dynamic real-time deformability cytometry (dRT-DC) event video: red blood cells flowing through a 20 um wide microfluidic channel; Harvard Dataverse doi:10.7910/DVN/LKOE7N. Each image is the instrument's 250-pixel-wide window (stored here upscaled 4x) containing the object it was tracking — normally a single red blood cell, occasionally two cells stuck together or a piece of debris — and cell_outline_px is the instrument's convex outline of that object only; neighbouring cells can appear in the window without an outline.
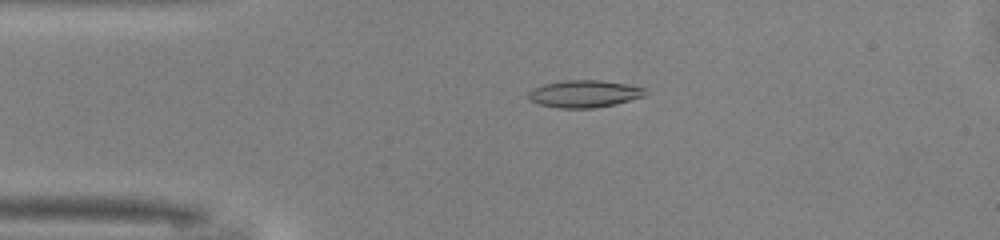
{"species": "common noctule bat (a hibernating species)", "species_latin": "Nyctalus noctula", "temperature_condition": "warm", "stored_images_in_passage": 42, "camera_frame_rate_fps": 3000, "um_per_image_px": 0.085, "animal": {"sex": "male", "body_mass_g": 13.0, "forearm_length_mm": 53.1}, "frame": {"image": 1, "passage_image": 4, "time_ms": 1.0, "image_size_px": [1000, 240], "cell_outline_px": [[644, 96], [616, 104], [592, 108], [560, 108], [540, 104], [532, 100], [528, 96], [528, 92], [532, 88], [544, 84], [564, 80], [600, 80], [624, 84], [644, 88]], "centroid_in_image_um": [49.63, 7.97], "position_along_channel_um": 35.4, "area_um2": 18.26}}
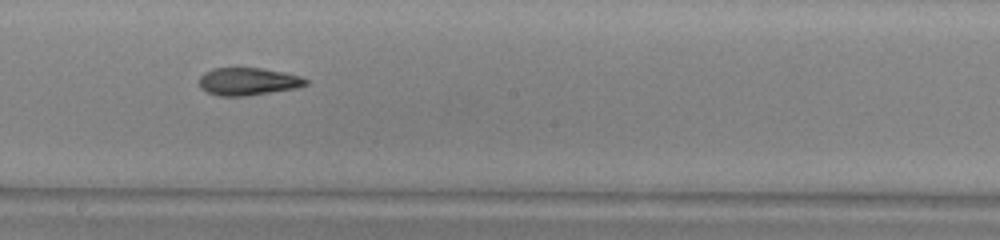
{"frame": {"image": 2, "passage_image": 20, "time_ms": 6.333, "image_size_px": [1000, 240], "cell_outline_px": [[308, 84], [296, 88], [248, 96], [220, 96], [208, 92], [200, 88], [200, 76], [204, 72], [212, 68], [260, 68], [284, 72], [300, 76], [308, 80]], "centroid_in_image_um": [21.08, 6.93], "position_along_channel_um": 227.1, "area_um2": 17.17}}
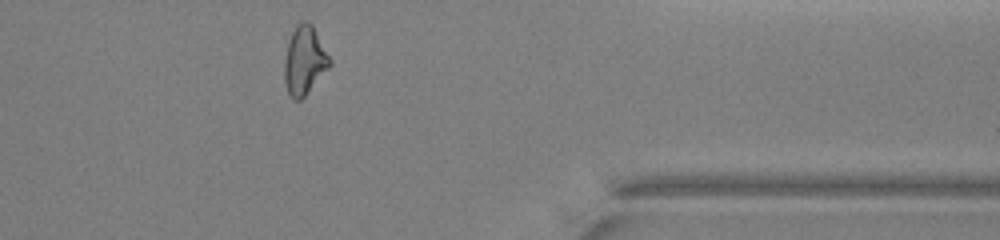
{"frame": {"image": 3, "passage_image": 33, "time_ms": 10.667, "image_size_px": [1000, 240], "cell_outline_px": [[332, 64], [304, 96], [300, 100], [292, 100], [284, 84], [284, 60], [288, 44], [292, 32], [296, 24], [300, 20], [308, 20], [312, 24], [332, 60]], "centroid_in_image_um": [25.88, 5.12], "position_along_channel_um": 385.5, "area_um2": 18.21}, "authors_computed_cell_mechanics": {"area_um2": 17.8024, "velocity_mm_per_s": 4.1718, "shape_relaxation_time_tau1_ms": 6.3862, "shape_relaxation_time_tau2_ms": 5.5318, "deformation_change_tau1": 0.186, "deformation_change_tau2": 0.1611}}